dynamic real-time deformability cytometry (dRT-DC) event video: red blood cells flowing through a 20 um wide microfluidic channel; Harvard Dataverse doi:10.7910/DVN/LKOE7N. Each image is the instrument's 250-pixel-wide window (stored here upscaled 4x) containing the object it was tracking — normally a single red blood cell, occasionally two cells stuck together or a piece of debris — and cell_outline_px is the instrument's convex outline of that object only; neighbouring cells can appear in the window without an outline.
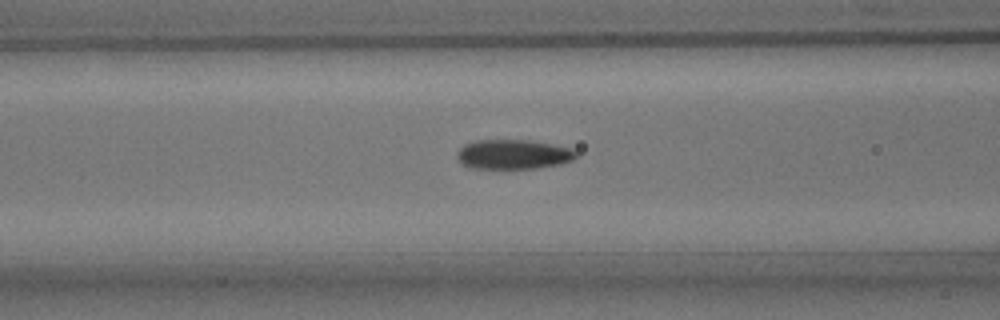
{"species": "common noctule bat (a hibernating species)", "species_latin": "Nyctalus noctula", "temperature_condition": "room temperature", "stored_images_in_passage": 38, "camera_frame_rate_fps": 3000, "um_per_image_px": 0.085, "animal": {"sex": "male", "body_mass_g": 15.6}, "frame": {"image": 1, "passage_image": 6, "time_ms": 1.667, "image_size_px": [1000, 320], "cell_outline_px": [[576, 156], [572, 160], [560, 164], [536, 168], [468, 168], [456, 156], [456, 152], [464, 144], [476, 140], [528, 140], [572, 148], [576, 152]], "centroid_in_image_um": [43.6, 13.11], "position_along_channel_um": 123.0, "area_um2": 20.4}}
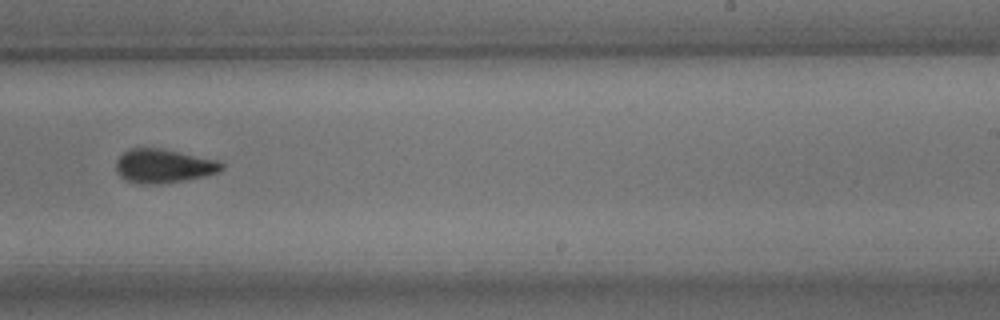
{"frame": {"image": 2, "passage_image": 18, "time_ms": 5.667, "image_size_px": [1000, 320], "cell_outline_px": [[224, 168], [220, 172], [204, 176], [184, 180], [160, 184], [140, 184], [124, 180], [116, 172], [116, 160], [124, 152], [132, 148], [160, 148], [220, 160], [224, 164]], "centroid_in_image_um": [13.92, 14.11], "position_along_channel_um": 275.1, "area_um2": 21.04}}
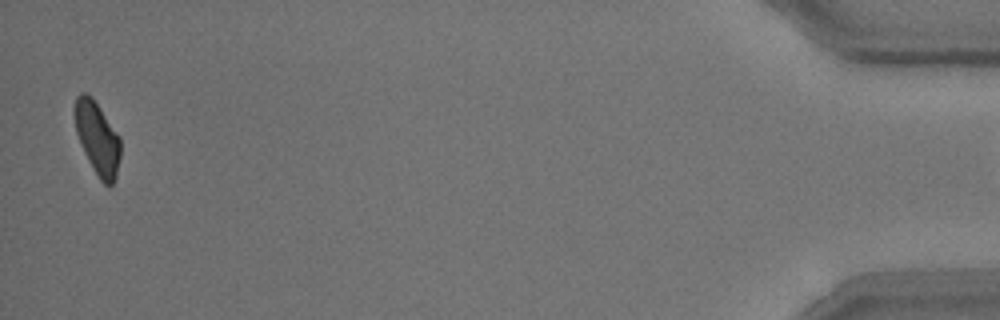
{"frame": {"image": 3, "passage_image": 37, "time_ms": 12.0, "image_size_px": [1000, 320], "cell_outline_px": [[120, 156], [116, 176], [112, 184], [108, 188], [100, 180], [92, 168], [80, 144], [76, 132], [72, 112], [72, 108], [76, 96], [80, 92], [84, 92], [92, 96], [120, 136]], "centroid_in_image_um": [8.24, 11.71], "position_along_channel_um": 427.0, "area_um2": 19.88}}